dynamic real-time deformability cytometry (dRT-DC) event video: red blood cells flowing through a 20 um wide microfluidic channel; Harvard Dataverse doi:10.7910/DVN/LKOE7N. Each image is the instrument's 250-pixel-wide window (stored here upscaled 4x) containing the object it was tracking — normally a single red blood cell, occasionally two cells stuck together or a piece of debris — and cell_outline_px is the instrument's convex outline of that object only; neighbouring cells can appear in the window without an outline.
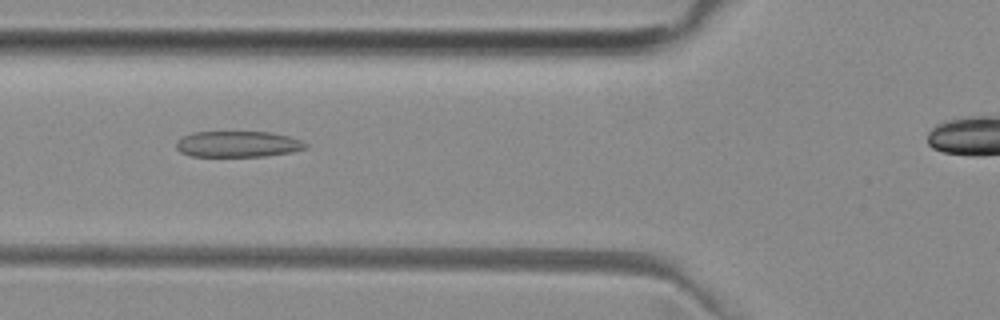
{"species": "common noctule bat (a hibernating species)", "species_latin": "Nyctalus noctula", "temperature_condition": "room temperature", "stored_images_in_passage": 31, "camera_frame_rate_fps": 3000, "um_per_image_px": 0.085, "animal": {"sex": "female", "body_mass_g": 29.2, "forearm_length_mm": 56.3}, "frame": {"image": 1, "passage_image": 4, "time_ms": 1.0, "image_size_px": [1000, 320], "cell_outline_px": [[308, 148], [292, 152], [264, 156], [192, 156], [180, 152], [176, 148], [176, 140], [192, 132], [268, 132], [288, 136], [300, 140], [308, 144]], "centroid_in_image_um": [20.21, 12.25], "position_along_channel_um": 105.6, "area_um2": 19.59}}
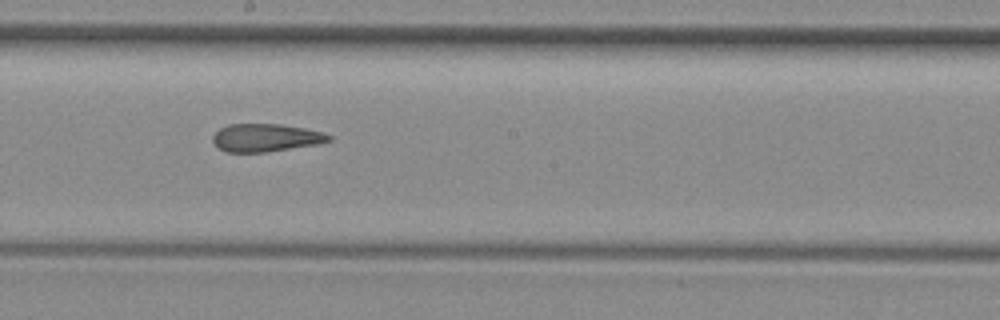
{"frame": {"image": 2, "passage_image": 13, "time_ms": 4.0, "image_size_px": [1000, 320], "cell_outline_px": [[332, 140], [320, 144], [264, 152], [228, 152], [220, 148], [212, 140], [212, 136], [220, 128], [228, 124], [280, 124], [304, 128], [324, 132], [332, 136]], "centroid_in_image_um": [22.63, 11.7], "position_along_channel_um": 225.6, "area_um2": 18.84}}
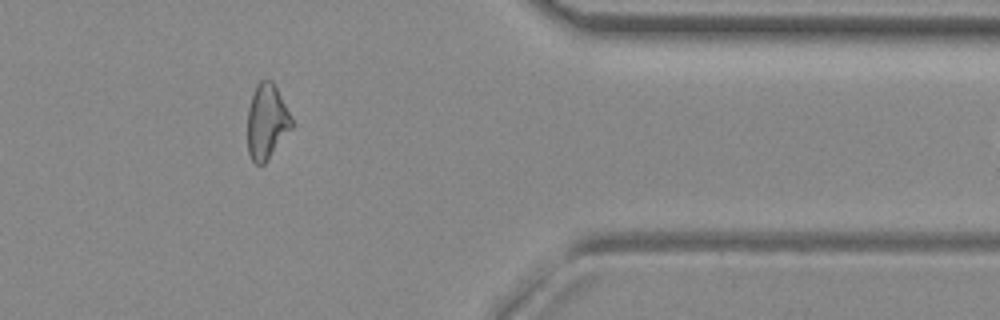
{"frame": {"image": 3, "passage_image": 27, "time_ms": 8.667, "image_size_px": [1000, 320], "cell_outline_px": [[292, 128], [264, 164], [256, 164], [252, 160], [248, 152], [248, 108], [256, 84], [260, 80], [272, 80], [292, 120]], "centroid_in_image_um": [22.65, 10.35], "position_along_channel_um": 388.7, "area_um2": 18.9}, "authors_computed_cell_mechanics": {"area_um2": 19.7676, "velocity_mm_per_s": 3.9915, "shape_relaxation_time_tau1_ms": null, "shape_relaxation_time_tau2_ms": 1.9803, "deformation_change_tau1": null, "deformation_change_tau2": 0.1081}}